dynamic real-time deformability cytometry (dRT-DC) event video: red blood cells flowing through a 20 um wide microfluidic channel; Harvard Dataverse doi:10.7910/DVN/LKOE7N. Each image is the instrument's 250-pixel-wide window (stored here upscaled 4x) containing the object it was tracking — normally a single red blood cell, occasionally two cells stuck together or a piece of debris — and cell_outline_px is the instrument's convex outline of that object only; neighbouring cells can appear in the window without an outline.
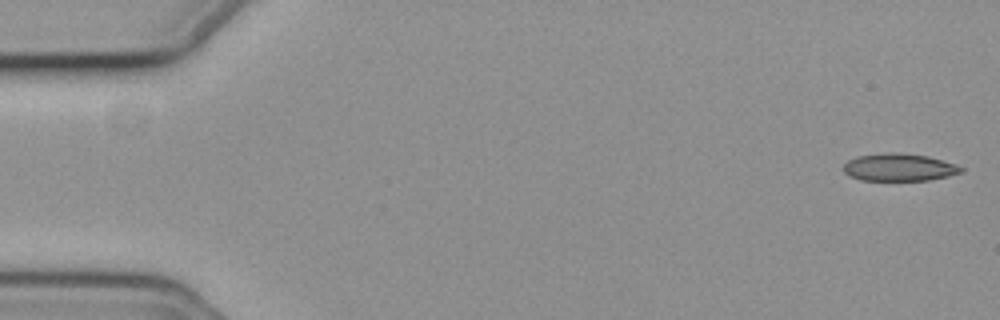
{"species": "common noctule bat (a hibernating species)", "species_latin": "Nyctalus noctula", "temperature_condition": "cold", "stored_images_in_passage": 55, "camera_frame_rate_fps": 3000, "um_per_image_px": 0.085, "animal": {"sex": "female", "body_mass_g": 19.3, "forearm_length_mm": 54.1}, "frame": {"image": 1, "passage_image": 1, "time_ms": 0.0, "image_size_px": [1000, 320], "cell_outline_px": [[964, 172], [948, 176], [928, 180], [860, 180], [848, 176], [844, 172], [844, 164], [848, 160], [856, 156], [892, 152], [896, 152], [928, 156], [956, 164], [964, 168]], "centroid_in_image_um": [76.43, 14.22], "position_along_channel_um": 8.6, "area_um2": 18.9}}
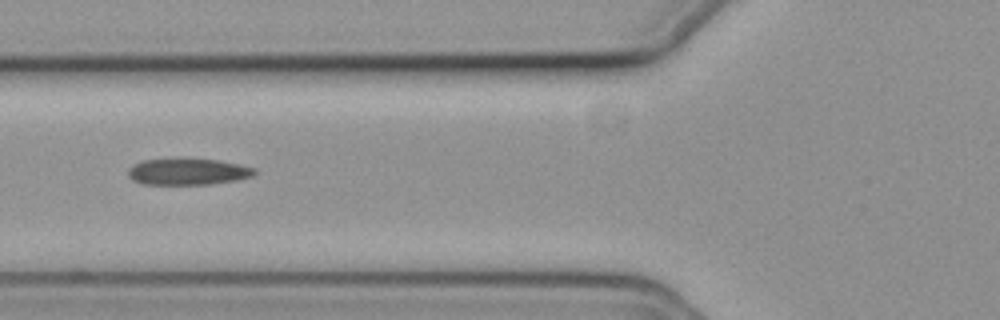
{"frame": {"image": 2, "passage_image": 21, "time_ms": 6.667, "image_size_px": [1000, 320], "cell_outline_px": [[256, 172], [252, 176], [236, 180], [212, 184], [144, 184], [132, 180], [128, 176], [128, 168], [132, 164], [144, 160], [184, 156], [216, 160], [240, 164], [256, 168]], "centroid_in_image_um": [15.94, 14.55], "position_along_channel_um": 109.9, "area_um2": 20.17}}
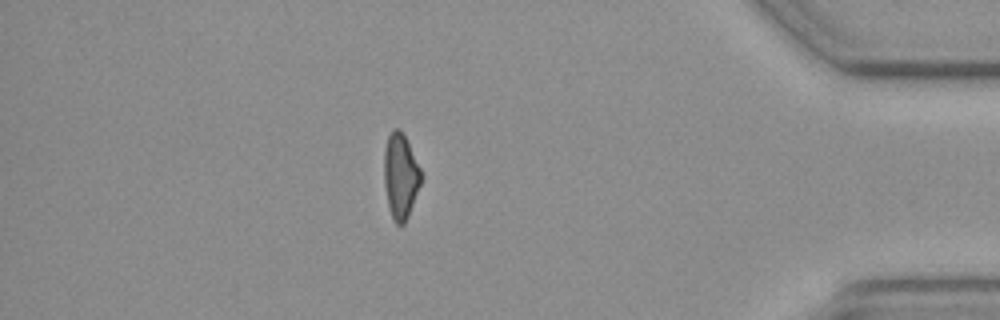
{"frame": {"image": 3, "passage_image": 48, "time_ms": 15.667, "image_size_px": [1000, 320], "cell_outline_px": [[424, 176], [408, 216], [404, 224], [396, 224], [392, 216], [388, 204], [384, 184], [384, 152], [388, 136], [396, 128], [404, 136]], "centroid_in_image_um": [34.06, 15.01], "position_along_channel_um": 401.1, "area_um2": 18.03}, "authors_computed_cell_mechanics": {"area_um2": 19.7676, "velocity_mm_per_s": 3.7189, "shape_relaxation_time_tau1_ms": null, "shape_relaxation_time_tau2_ms": 7.2589, "deformation_change_tau1": null, "deformation_change_tau2": 0.1803}}